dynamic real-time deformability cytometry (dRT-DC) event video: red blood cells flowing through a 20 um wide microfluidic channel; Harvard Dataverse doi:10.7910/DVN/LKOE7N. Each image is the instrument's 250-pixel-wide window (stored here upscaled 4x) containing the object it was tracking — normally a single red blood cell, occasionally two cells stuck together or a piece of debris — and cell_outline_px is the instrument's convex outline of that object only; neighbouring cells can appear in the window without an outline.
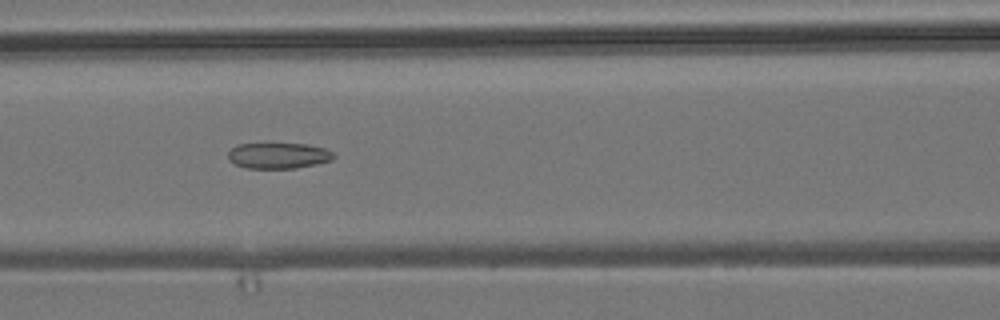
{"species": "common noctule bat (a hibernating species)", "species_latin": "Nyctalus noctula", "temperature_condition": "room temperature", "stored_images_in_passage": 8, "camera_frame_rate_fps": 3000, "um_per_image_px": 0.085, "animal": {"sex": "male", "body_mass_g": 19.2, "forearm_length_mm": 51.8}, "frame": {"image": 1, "passage_image": 8, "time_ms": 8.333, "image_size_px": [1000, 320], "cell_outline_px": [[336, 156], [332, 160], [316, 164], [296, 168], [248, 168], [232, 164], [228, 160], [228, 152], [236, 144], [308, 144], [324, 148], [332, 152]], "centroid_in_image_um": [23.64, 13.23], "position_along_channel_um": 143.0, "area_um2": 15.95}}